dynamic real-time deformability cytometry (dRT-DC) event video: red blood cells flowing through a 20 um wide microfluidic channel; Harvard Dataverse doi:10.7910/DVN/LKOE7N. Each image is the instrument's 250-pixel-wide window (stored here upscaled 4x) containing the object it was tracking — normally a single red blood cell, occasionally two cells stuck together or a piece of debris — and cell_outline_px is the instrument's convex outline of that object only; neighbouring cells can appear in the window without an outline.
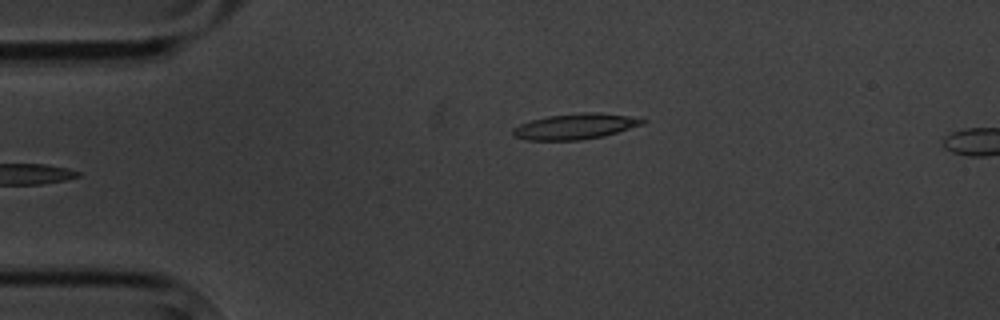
{"species": "common noctule bat (a hibernating species)", "species_latin": "Nyctalus noctula", "temperature_condition": "cold", "stored_images_in_passage": 6, "camera_frame_rate_fps": 3000, "um_per_image_px": 0.085, "animal": {"sex": "male", "body_mass_g": 20.1, "forearm_length_mm": 53.5}, "frame": {"image": 1, "passage_image": 6, "time_ms": 5.667, "image_size_px": [1000, 320], "cell_outline_px": [[648, 120], [644, 124], [604, 136], [580, 140], [524, 140], [512, 136], [512, 128], [520, 124], [532, 120], [548, 116], [584, 112], [596, 112], [628, 116]], "centroid_in_image_um": [48.87, 10.75], "position_along_channel_um": 36.1, "area_um2": 19.36}}